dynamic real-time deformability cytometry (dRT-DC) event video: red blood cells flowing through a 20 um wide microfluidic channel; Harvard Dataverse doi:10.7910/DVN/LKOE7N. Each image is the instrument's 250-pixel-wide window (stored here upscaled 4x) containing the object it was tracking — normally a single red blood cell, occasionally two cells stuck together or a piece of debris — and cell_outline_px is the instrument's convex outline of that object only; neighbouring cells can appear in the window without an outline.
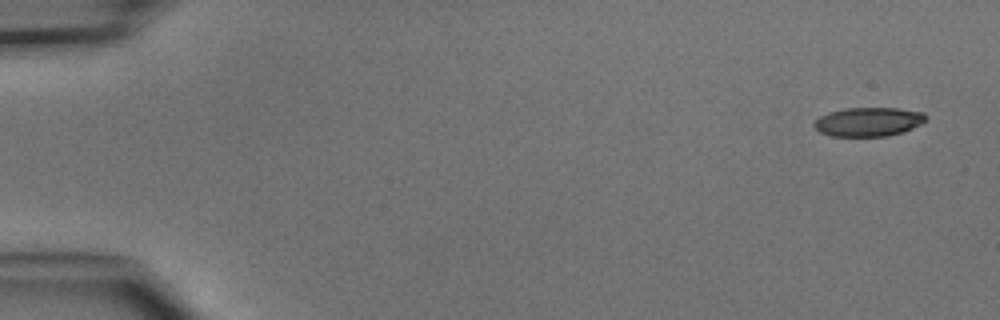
{"species": "common noctule bat (a hibernating species)", "species_latin": "Nyctalus noctula", "temperature_condition": "cold", "stored_images_in_passage": 4, "camera_frame_rate_fps": 3000, "um_per_image_px": 0.085, "animal": {"sex": "male", "body_mass_g": 15.6}, "frame": {"image": 1, "passage_image": 1, "time_ms": 0.0, "image_size_px": [1000, 320], "cell_outline_px": [[928, 120], [904, 132], [888, 136], [832, 136], [820, 132], [812, 124], [820, 116], [828, 112], [844, 108], [900, 108], [924, 112], [928, 116]], "centroid_in_image_um": [73.86, 10.34], "position_along_channel_um": 11.1, "area_um2": 19.07}}